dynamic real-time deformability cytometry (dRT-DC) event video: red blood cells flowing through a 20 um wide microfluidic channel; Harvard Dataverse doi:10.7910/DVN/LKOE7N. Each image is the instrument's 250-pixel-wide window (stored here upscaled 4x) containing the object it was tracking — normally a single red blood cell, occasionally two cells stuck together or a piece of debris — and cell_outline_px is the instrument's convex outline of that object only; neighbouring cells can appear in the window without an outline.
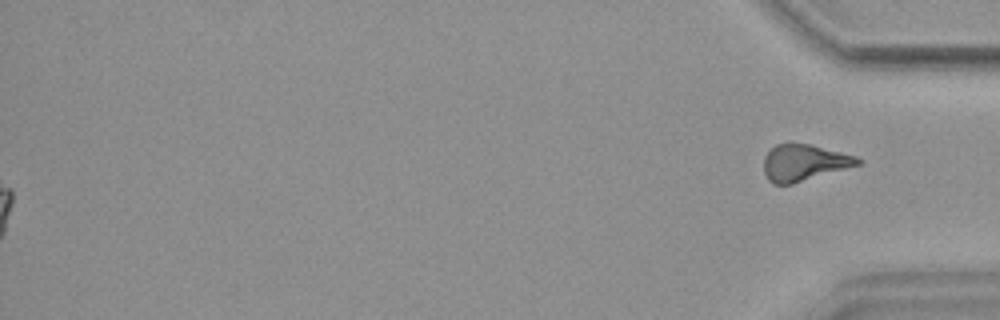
{"species": "common noctule bat (a hibernating species)", "species_latin": "Nyctalus noctula", "temperature_condition": "warm", "stored_images_in_passage": 56, "segment_of_instrument_passage": [2, 2], "camera_frame_rate_fps": 3000, "um_per_image_px": 0.085, "animal": {"sex": "female", "body_mass_g": 18.4}, "frame": {"image": 1, "passage_image": 56, "time_ms": 18.333, "image_size_px": [1000, 320], "cell_outline_px": [[864, 160], [860, 164], [792, 184], [772, 184], [768, 180], [764, 172], [764, 156], [776, 144], [788, 140], [808, 144], [856, 156]], "centroid_in_image_um": [68.3, 13.8], "position_along_channel_um": 366.9, "area_um2": 20.11}}